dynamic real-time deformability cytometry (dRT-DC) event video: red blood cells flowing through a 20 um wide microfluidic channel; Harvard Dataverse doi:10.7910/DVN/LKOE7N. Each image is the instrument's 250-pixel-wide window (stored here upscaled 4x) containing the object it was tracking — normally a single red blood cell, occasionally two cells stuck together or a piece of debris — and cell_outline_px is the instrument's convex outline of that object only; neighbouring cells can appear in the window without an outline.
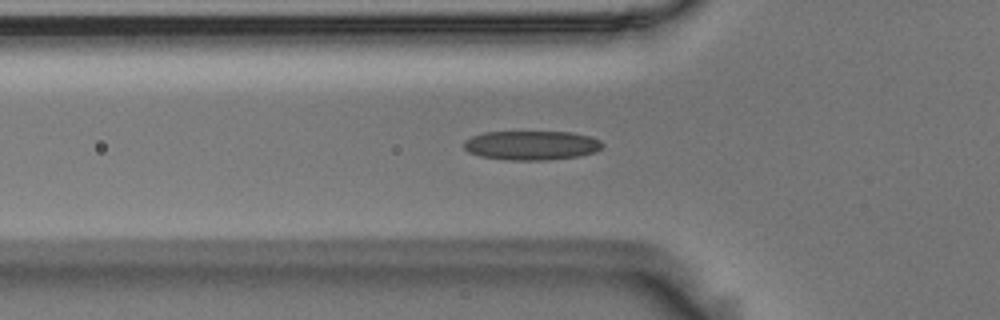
{"species": "Egyptian fruit bat (a non-hibernating species)", "species_latin": "Rousettus aegyptiacus", "temperature_condition": "room temperature", "stored_images_in_passage": 48, "camera_frame_rate_fps": 3000, "um_per_image_px": 0.085, "animal": {"sex": "male"}, "frame": {"image": 1, "passage_image": 14, "time_ms": 4.333, "image_size_px": [1000, 320], "cell_outline_px": [[604, 144], [600, 148], [592, 152], [580, 156], [544, 160], [512, 160], [480, 156], [468, 152], [464, 148], [464, 140], [472, 136], [484, 132], [572, 132], [588, 136], [600, 140]], "centroid_in_image_um": [45.15, 12.35], "position_along_channel_um": 80.7, "area_um2": 23.47}}
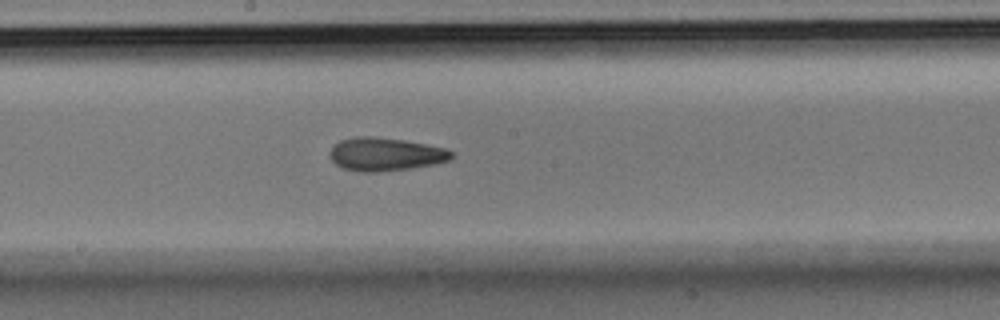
{"frame": {"image": 2, "passage_image": 25, "time_ms": 8.0, "image_size_px": [1000, 320], "cell_outline_px": [[452, 156], [448, 160], [432, 164], [408, 168], [376, 172], [360, 172], [344, 168], [336, 164], [332, 160], [328, 152], [340, 140], [352, 136], [372, 136], [404, 140], [444, 148], [452, 152]], "centroid_in_image_um": [32.69, 13.1], "position_along_channel_um": 215.5, "area_um2": 23.24}}
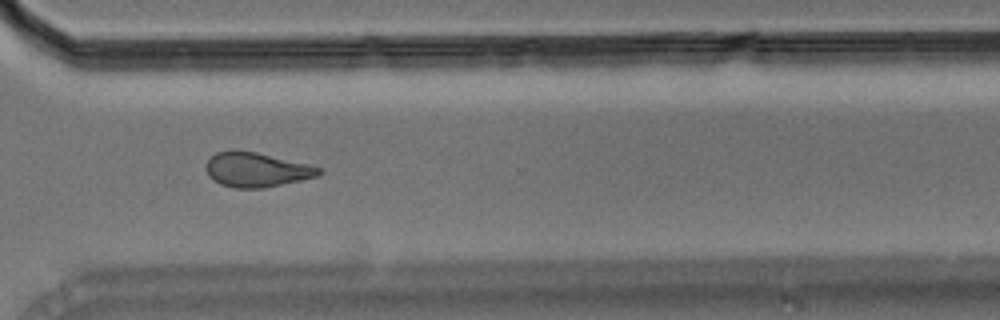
{"frame": {"image": 3, "passage_image": 36, "time_ms": 11.667, "image_size_px": [1000, 320], "cell_outline_px": [[324, 172], [316, 176], [300, 180], [264, 188], [236, 188], [220, 184], [212, 180], [208, 176], [204, 168], [208, 160], [216, 152], [232, 148], [236, 148], [256, 152], [308, 164], [320, 168]], "centroid_in_image_um": [21.73, 14.4], "position_along_channel_um": 348.9, "area_um2": 22.95}}